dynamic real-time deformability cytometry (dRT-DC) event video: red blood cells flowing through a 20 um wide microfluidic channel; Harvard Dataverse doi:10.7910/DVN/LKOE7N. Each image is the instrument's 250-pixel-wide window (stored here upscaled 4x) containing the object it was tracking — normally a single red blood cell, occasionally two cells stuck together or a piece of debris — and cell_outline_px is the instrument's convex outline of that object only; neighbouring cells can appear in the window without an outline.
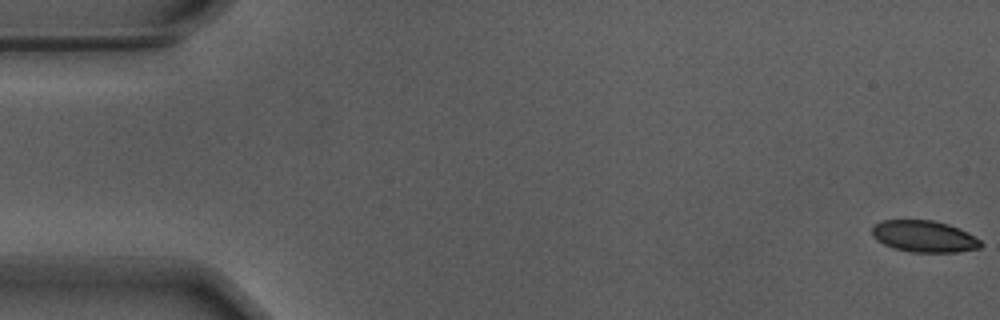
{"species": "Egyptian fruit bat (a non-hibernating species)", "species_latin": "Rousettus aegyptiacus", "temperature_condition": "warm", "stored_images_in_passage": 56, "camera_frame_rate_fps": 3000, "um_per_image_px": 0.085, "animal": {"sex": "male"}, "frame": {"image": 1, "passage_image": 1, "time_ms": 0.0, "image_size_px": [1000, 320], "cell_outline_px": [[984, 244], [980, 248], [956, 252], [912, 252], [892, 248], [876, 240], [872, 236], [872, 224], [880, 220], [932, 220], [948, 224], [960, 228], [968, 232], [980, 240]], "centroid_in_image_um": [78.53, 20.09], "position_along_channel_um": 6.5, "area_um2": 20.29}}
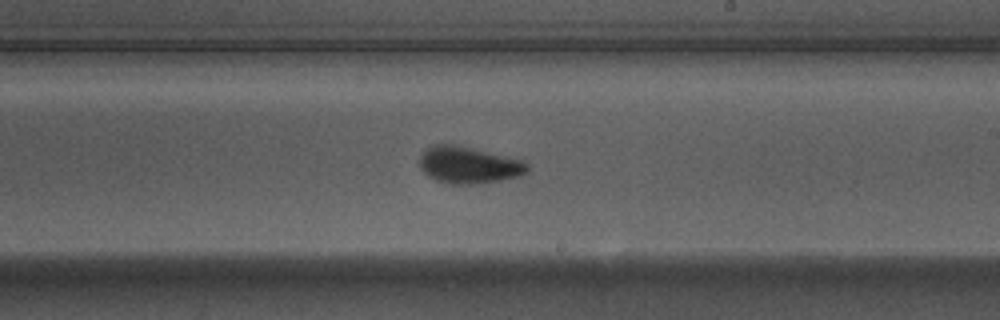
{"frame": {"image": 2, "passage_image": 33, "time_ms": 10.667, "image_size_px": [1000, 320], "cell_outline_px": [[528, 172], [520, 176], [500, 180], [472, 184], [452, 184], [436, 180], [428, 176], [420, 168], [420, 156], [424, 148], [432, 144], [452, 144], [524, 160], [528, 164]], "centroid_in_image_um": [39.82, 14.02], "position_along_channel_um": 249.2, "area_um2": 23.06}}
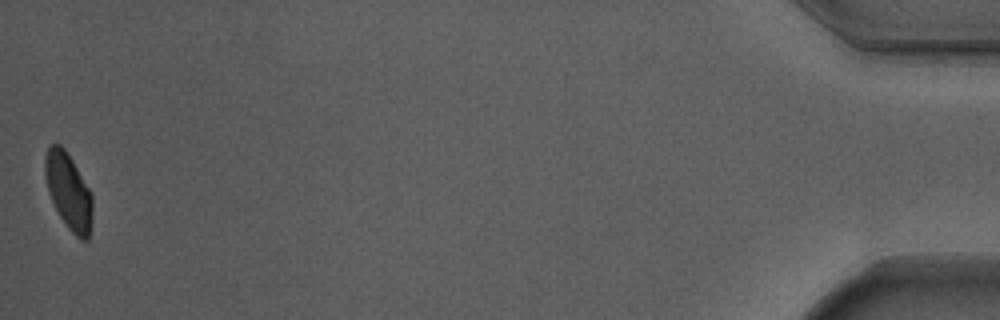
{"frame": {"image": 3, "passage_image": 56, "time_ms": 18.333, "image_size_px": [1000, 320], "cell_outline_px": [[92, 212], [88, 240], [80, 240], [68, 228], [60, 216], [48, 192], [44, 172], [44, 160], [48, 148], [52, 144], [60, 144], [68, 152], [88, 188], [92, 196]], "centroid_in_image_um": [5.81, 16.24], "position_along_channel_um": 429.4, "area_um2": 20.81}, "authors_computed_cell_mechanics": {"area_um2": 21.8195, "velocity_mm_per_s": 3.6899, "shape_relaxation_time_tau1_ms": 3.0102, "shape_relaxation_time_tau2_ms": 0.7212, "deformation_change_tau1": 0.1244, "deformation_change_tau2": 0.0492}}